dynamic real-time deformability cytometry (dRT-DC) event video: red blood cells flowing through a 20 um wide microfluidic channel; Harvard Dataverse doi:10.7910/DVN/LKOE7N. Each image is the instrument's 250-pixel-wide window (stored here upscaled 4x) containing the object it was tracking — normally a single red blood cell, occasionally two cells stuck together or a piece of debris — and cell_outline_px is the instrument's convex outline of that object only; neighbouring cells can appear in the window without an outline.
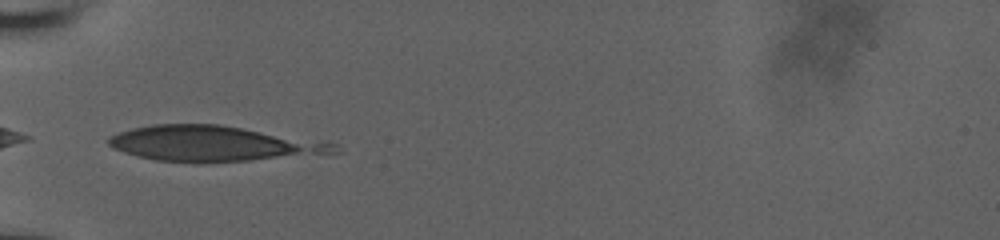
{"species": "human", "species_latin": "Homo sapiens", "temperature_condition": "room temperature", "stored_images_in_passage": 23, "camera_frame_rate_fps": 3000, "um_per_image_px": 0.085, "donor": {"sex": "male"}, "frame": {"image": 1, "passage_image": 1, "time_ms": 0.0, "image_size_px": [1000, 240], "cell_outline_px": [[344, 152], [248, 160], [156, 160], [136, 156], [112, 148], [108, 144], [108, 136], [132, 128], [152, 124], [220, 124], [340, 144]], "centroid_in_image_um": [18.14, 12.17], "position_along_channel_um": 66.9, "area_um2": 45.49}}
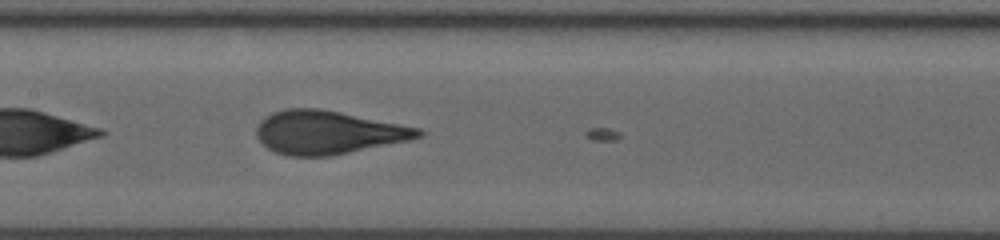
{"frame": {"image": 2, "passage_image": 10, "time_ms": 3.0, "image_size_px": [1000, 240], "cell_outline_px": [[424, 136], [408, 140], [332, 156], [288, 156], [276, 152], [268, 148], [256, 136], [256, 128], [260, 120], [264, 116], [272, 112], [284, 108], [320, 108], [420, 128], [424, 132]], "centroid_in_image_um": [27.84, 11.25], "position_along_channel_um": 179.6, "area_um2": 40.92}}
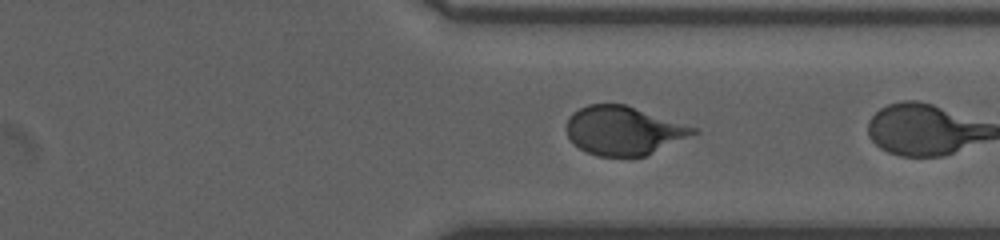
{"frame": {"image": 3, "passage_image": 22, "time_ms": 7.0, "image_size_px": [1000, 240], "cell_outline_px": [[700, 132], [644, 156], [600, 156], [588, 152], [580, 148], [568, 136], [568, 116], [572, 112], [588, 104], [624, 104], [700, 128]], "centroid_in_image_um": [53.05, 11.08], "position_along_channel_um": 358.4, "area_um2": 35.66}}